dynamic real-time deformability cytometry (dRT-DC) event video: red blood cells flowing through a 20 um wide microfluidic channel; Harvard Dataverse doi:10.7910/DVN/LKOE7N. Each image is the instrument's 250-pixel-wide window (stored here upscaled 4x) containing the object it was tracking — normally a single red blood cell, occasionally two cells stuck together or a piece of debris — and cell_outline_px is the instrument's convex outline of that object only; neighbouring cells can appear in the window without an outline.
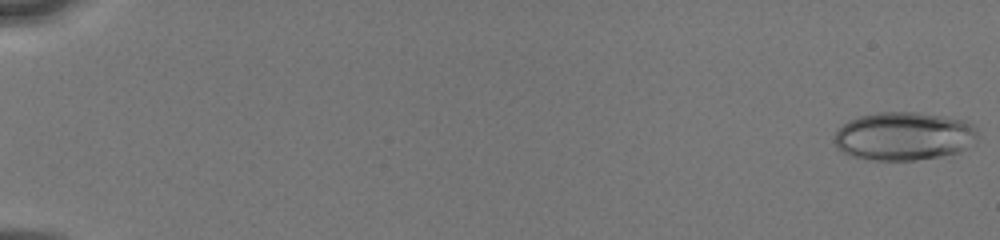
{"species": "human", "species_latin": "Homo sapiens", "temperature_condition": "cold", "stored_images_in_passage": 10, "camera_frame_rate_fps": 3000, "um_per_image_px": 0.085, "donor": {"sex": "male"}, "frame": {"image": 1, "passage_image": 1, "time_ms": 0.0, "image_size_px": [1000, 240], "cell_outline_px": [[976, 144], [960, 152], [940, 156], [916, 160], [868, 160], [852, 156], [836, 148], [832, 140], [832, 136], [836, 128], [848, 120], [860, 116], [880, 112], [912, 112], [944, 116], [964, 120], [972, 124], [976, 128]], "centroid_in_image_um": [76.8, 11.58], "position_along_channel_um": 8.2, "area_um2": 40.98}}
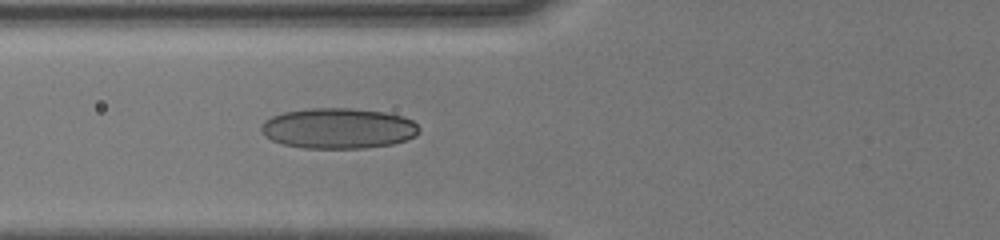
{"frame": {"image": 2, "passage_image": 10, "time_ms": 7.0, "image_size_px": [1000, 240], "cell_outline_px": [[420, 132], [416, 136], [392, 144], [364, 148], [304, 148], [284, 144], [272, 140], [264, 136], [260, 132], [260, 128], [264, 120], [272, 116], [284, 112], [308, 108], [352, 108], [384, 112], [400, 116], [412, 120], [420, 128]], "centroid_in_image_um": [28.73, 10.91], "position_along_channel_um": 97.1, "area_um2": 37.4}}